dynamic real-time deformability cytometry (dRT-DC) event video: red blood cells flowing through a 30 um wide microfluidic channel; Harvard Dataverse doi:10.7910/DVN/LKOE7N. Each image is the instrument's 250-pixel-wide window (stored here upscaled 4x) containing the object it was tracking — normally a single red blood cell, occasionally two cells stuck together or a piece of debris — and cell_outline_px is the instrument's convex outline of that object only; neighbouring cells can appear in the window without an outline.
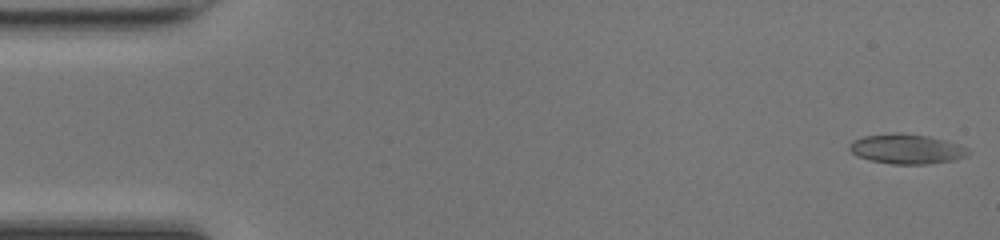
{"species": "common noctule bat (a hibernating species)", "species_latin": "Nyctalus noctula", "temperature_condition": "room temperature", "stored_images_in_passage": 48, "camera_frame_rate_fps": 3000, "um_per_image_px": 0.085, "animal": {"sex": "female", "body_mass_g": 17.0, "forearm_length_mm": 48.0}, "frame": {"image": 1, "passage_image": 1, "time_ms": 0.0, "image_size_px": [1000, 240], "cell_outline_px": [[972, 152], [968, 156], [956, 160], [928, 164], [892, 164], [872, 160], [856, 156], [848, 148], [848, 144], [852, 140], [864, 136], [900, 132], [928, 136], [944, 140], [968, 148]], "centroid_in_image_um": [77.08, 12.66], "position_along_channel_um": 7.9, "area_um2": 20.75}}
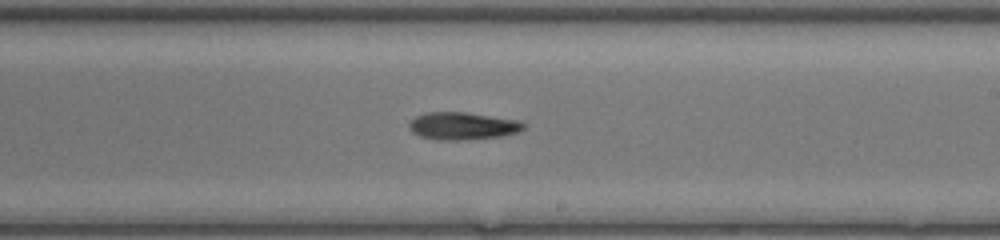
{"frame": {"image": 2, "passage_image": 28, "time_ms": 9.0, "image_size_px": [1000, 240], "cell_outline_px": [[524, 128], [520, 132], [500, 136], [460, 140], [436, 140], [420, 136], [412, 132], [408, 128], [408, 124], [416, 116], [428, 112], [464, 112], [516, 120], [524, 124]], "centroid_in_image_um": [39.28, 10.71], "position_along_channel_um": 249.7, "area_um2": 18.15}}
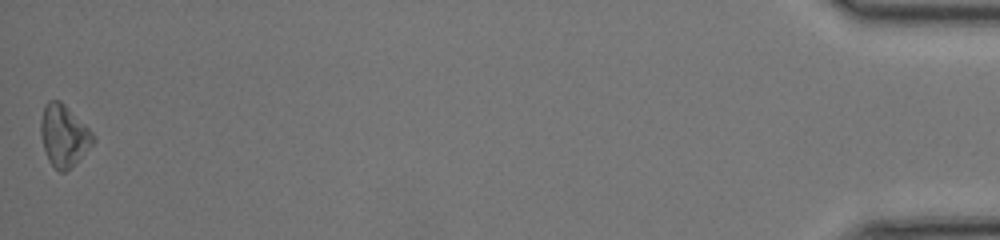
{"frame": {"image": 3, "passage_image": 48, "time_ms": 15.667, "image_size_px": [1000, 240], "cell_outline_px": [[96, 140], [64, 172], [60, 172], [48, 160], [44, 148], [40, 132], [40, 120], [44, 104], [48, 100], [60, 100], [96, 136]], "centroid_in_image_um": [5.39, 11.48], "position_along_channel_um": 429.8, "area_um2": 18.38}, "authors_computed_cell_mechanics": {"area_um2": 18.5249, "velocity_mm_per_s": 4.2818, "shape_relaxation_time_tau1_ms": 3.1301, "shape_relaxation_time_tau2_ms": 6.5641, "deformation_change_tau1": 0.1082, "deformation_change_tau2": 0.1645}}